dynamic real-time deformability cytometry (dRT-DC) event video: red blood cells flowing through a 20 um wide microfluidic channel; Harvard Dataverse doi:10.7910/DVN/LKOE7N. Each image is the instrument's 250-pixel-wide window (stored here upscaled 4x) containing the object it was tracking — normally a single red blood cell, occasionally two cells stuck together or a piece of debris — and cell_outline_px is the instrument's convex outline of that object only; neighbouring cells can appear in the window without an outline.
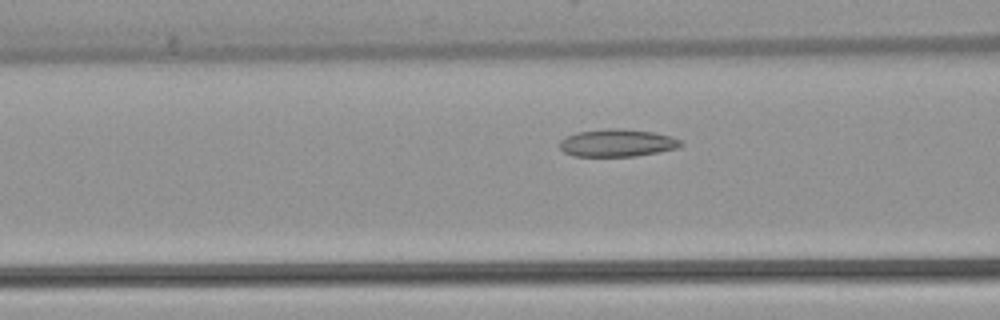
{"species": "common noctule bat (a hibernating species)", "species_latin": "Nyctalus noctula", "temperature_condition": "warm", "stored_images_in_passage": 53, "camera_frame_rate_fps": 3000, "um_per_image_px": 0.085, "animal": {"sex": "female", "body_mass_g": 22.7, "forearm_length_mm": 54.2}, "frame": {"image": 1, "passage_image": 21, "time_ms": 6.667, "image_size_px": [1000, 320], "cell_outline_px": [[684, 144], [680, 148], [636, 156], [572, 156], [564, 152], [560, 148], [560, 140], [564, 136], [576, 132], [608, 128], [612, 128], [652, 132], [672, 136], [680, 140]], "centroid_in_image_um": [52.45, 12.15], "position_along_channel_um": 114.1, "area_um2": 19.54}}
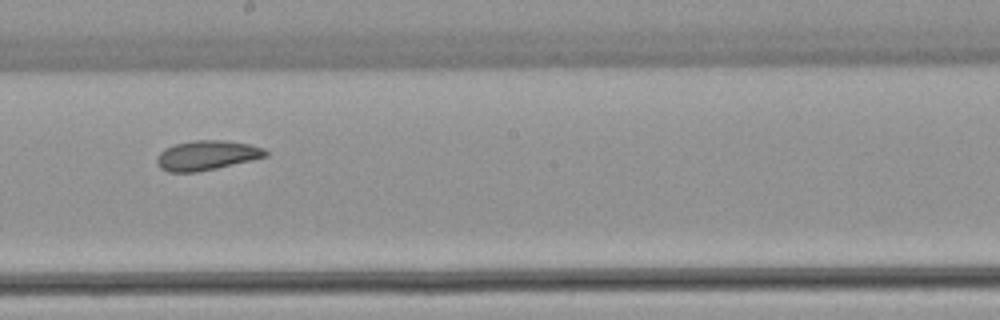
{"frame": {"image": 2, "passage_image": 30, "time_ms": 9.667, "image_size_px": [1000, 320], "cell_outline_px": [[268, 156], [252, 160], [216, 168], [196, 172], [168, 172], [160, 168], [156, 164], [156, 156], [164, 148], [176, 144], [196, 140], [224, 140], [248, 144], [264, 148], [268, 152]], "centroid_in_image_um": [17.55, 13.21], "position_along_channel_um": 230.7, "area_um2": 18.79}}
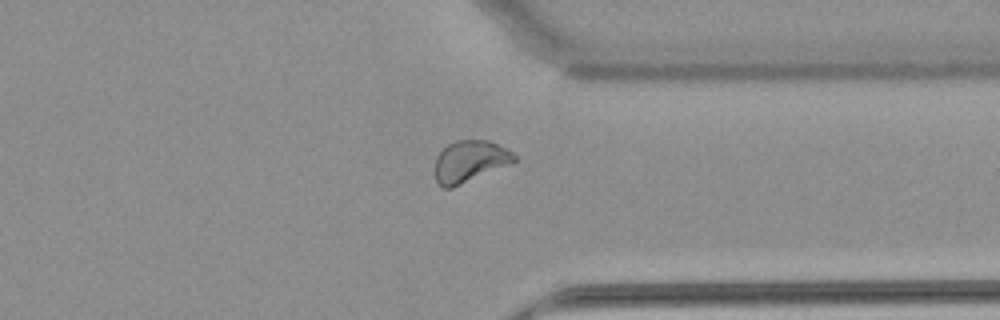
{"frame": {"image": 3, "passage_image": 41, "time_ms": 13.333, "image_size_px": [1000, 320], "cell_outline_px": [[516, 160], [508, 164], [452, 188], [444, 188], [436, 180], [436, 156], [448, 144], [456, 140], [488, 140], [512, 152], [516, 156]], "centroid_in_image_um": [39.91, 13.7], "position_along_channel_um": 371.5, "area_um2": 18.73}, "authors_computed_cell_mechanics": {"area_um2": 20.1722, "velocity_mm_per_s": 3.8925, "shape_relaxation_time_tau1_ms": 6.5232, "shape_relaxation_time_tau2_ms": 3.1289, "deformation_change_tau1": 0.1499, "deformation_change_tau2": 0.0833}}